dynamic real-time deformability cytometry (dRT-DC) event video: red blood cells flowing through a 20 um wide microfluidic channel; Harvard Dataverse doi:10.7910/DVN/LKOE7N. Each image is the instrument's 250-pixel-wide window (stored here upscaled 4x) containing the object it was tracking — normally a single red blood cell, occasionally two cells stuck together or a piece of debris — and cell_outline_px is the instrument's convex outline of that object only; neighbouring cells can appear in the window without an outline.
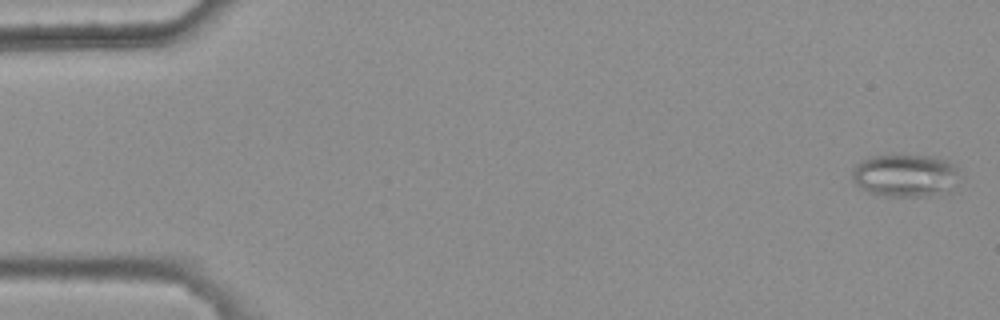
{"species": "common noctule bat (a hibernating species)", "species_latin": "Nyctalus noctula", "temperature_condition": "warm", "stored_images_in_passage": 4, "camera_frame_rate_fps": 3000, "um_per_image_px": 0.085, "animal": {"sex": "female", "body_mass_g": 25.1}, "frame": {"image": 1, "passage_image": 1, "time_ms": 0.0, "image_size_px": [1000, 320], "cell_outline_px": [[960, 168], [952, 192], [920, 196], [884, 196], [868, 192], [860, 188], [852, 180], [852, 172], [856, 164], [860, 160], [872, 156], [928, 156], [948, 160], [960, 164]], "centroid_in_image_um": [76.98, 14.92], "position_along_channel_um": 8.0, "area_um2": 27.05}}